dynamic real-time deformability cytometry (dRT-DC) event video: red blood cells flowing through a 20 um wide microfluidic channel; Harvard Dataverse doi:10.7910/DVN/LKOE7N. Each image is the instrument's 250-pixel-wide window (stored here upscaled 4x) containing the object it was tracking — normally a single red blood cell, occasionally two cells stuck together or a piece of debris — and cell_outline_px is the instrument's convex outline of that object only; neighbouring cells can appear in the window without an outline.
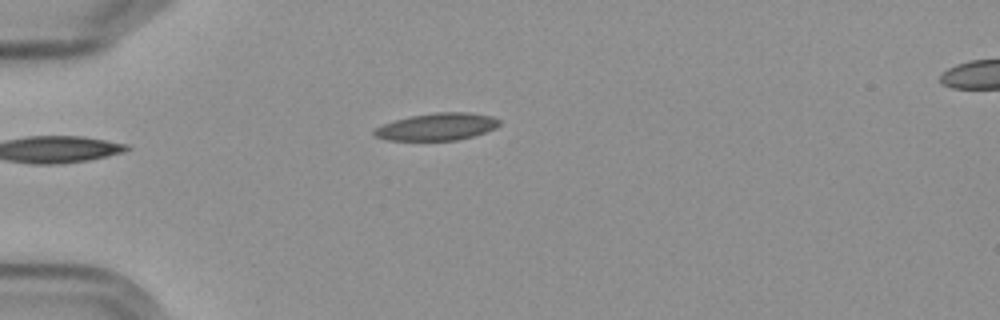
{"species": "Egyptian fruit bat (a non-hibernating species)", "species_latin": "Rousettus aegyptiacus", "temperature_condition": "cold", "stored_images_in_passage": 4, "camera_frame_rate_fps": 3000, "um_per_image_px": 0.085, "frame": {"image": 1, "passage_image": 4, "time_ms": 3.667, "image_size_px": [1000, 320], "cell_outline_px": [[500, 124], [484, 132], [472, 136], [456, 140], [388, 140], [376, 136], [372, 132], [376, 128], [384, 124], [396, 120], [412, 116], [436, 112], [468, 112], [492, 116], [500, 120]], "centroid_in_image_um": [37.15, 10.76], "position_along_channel_um": 47.8, "area_um2": 19.48}}